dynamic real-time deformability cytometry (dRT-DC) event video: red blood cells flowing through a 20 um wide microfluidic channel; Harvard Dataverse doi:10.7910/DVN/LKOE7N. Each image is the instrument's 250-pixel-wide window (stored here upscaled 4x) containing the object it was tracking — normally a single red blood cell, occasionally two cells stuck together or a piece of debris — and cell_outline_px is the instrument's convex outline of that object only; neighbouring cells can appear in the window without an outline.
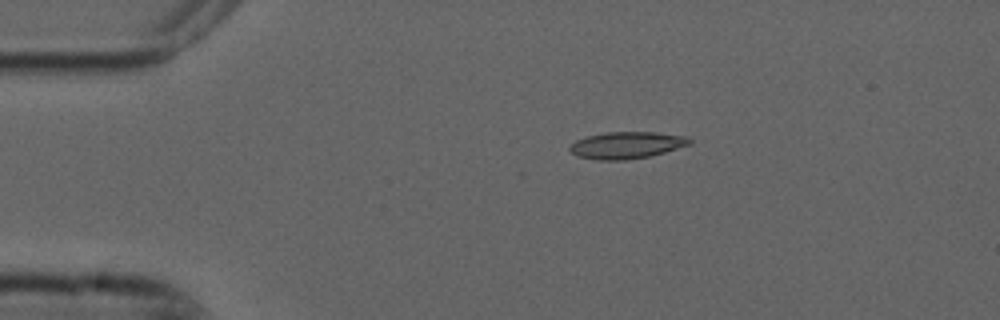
{"species": "common noctule bat (a hibernating species)", "species_latin": "Nyctalus noctula", "temperature_condition": "cold", "stored_images_in_passage": 5, "camera_frame_rate_fps": 3000, "um_per_image_px": 0.085, "animal": {"sex": "male", "forearm_length_mm": 52.5}, "frame": {"image": 1, "passage_image": 3, "time_ms": 0.667, "image_size_px": [1000, 320], "cell_outline_px": [[692, 144], [664, 152], [648, 156], [624, 160], [596, 160], [576, 156], [568, 148], [576, 140], [584, 136], [608, 132], [656, 132], [688, 136], [692, 140]], "centroid_in_image_um": [53.27, 12.33], "position_along_channel_um": 31.7, "area_um2": 18.84}}